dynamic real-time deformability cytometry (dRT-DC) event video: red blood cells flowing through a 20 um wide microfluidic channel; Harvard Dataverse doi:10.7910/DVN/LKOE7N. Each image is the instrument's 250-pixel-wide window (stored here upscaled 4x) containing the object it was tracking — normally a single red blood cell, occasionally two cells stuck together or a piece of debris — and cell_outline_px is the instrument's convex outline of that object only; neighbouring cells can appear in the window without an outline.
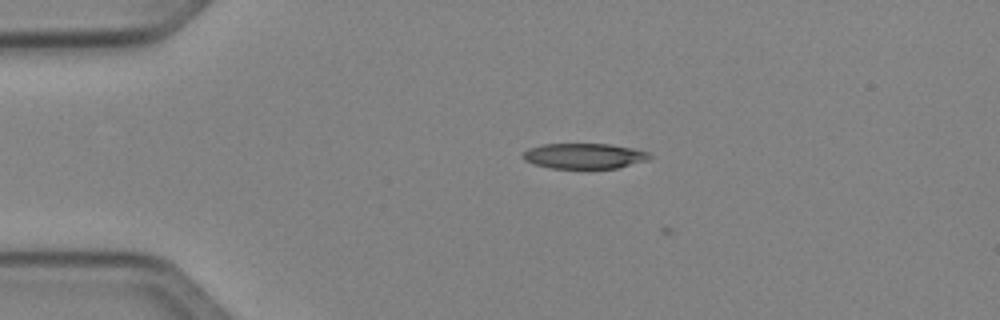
{"species": "Egyptian fruit bat (a non-hibernating species)", "species_latin": "Rousettus aegyptiacus", "temperature_condition": "cold", "stored_images_in_passage": 3, "camera_frame_rate_fps": 3000, "um_per_image_px": 0.085, "animal": {"sex": "female"}, "frame": {"image": 1, "passage_image": 2, "time_ms": 0.333, "image_size_px": [1000, 320], "cell_outline_px": [[652, 156], [648, 160], [620, 168], [548, 168], [524, 160], [524, 152], [528, 148], [544, 144], [608, 144], [632, 148], [648, 152]], "centroid_in_image_um": [49.69, 13.26], "position_along_channel_um": 35.3, "area_um2": 18.67}}